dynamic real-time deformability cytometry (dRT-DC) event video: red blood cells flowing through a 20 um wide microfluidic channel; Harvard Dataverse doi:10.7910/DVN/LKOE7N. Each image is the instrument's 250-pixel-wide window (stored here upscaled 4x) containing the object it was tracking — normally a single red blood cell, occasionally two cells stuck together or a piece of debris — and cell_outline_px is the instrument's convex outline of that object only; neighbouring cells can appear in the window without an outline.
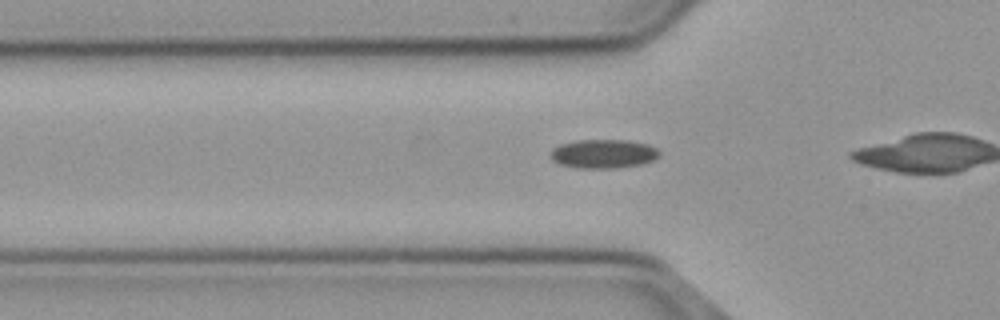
{"species": "common noctule bat (a hibernating species)", "species_latin": "Nyctalus noctula", "temperature_condition": "cold", "stored_images_in_passage": 35, "camera_frame_rate_fps": 3000, "um_per_image_px": 0.085, "animal": {"sex": "male", "body_mass_g": 23.1, "forearm_length_mm": 52.7}, "frame": {"image": 1, "passage_image": 10, "time_ms": 3.0, "image_size_px": [1000, 320], "cell_outline_px": [[660, 156], [652, 160], [640, 164], [616, 168], [576, 168], [560, 164], [552, 160], [548, 156], [548, 152], [552, 148], [560, 144], [576, 140], [628, 140], [648, 144], [656, 148], [660, 152]], "centroid_in_image_um": [51.24, 13.07], "position_along_channel_um": 74.6, "area_um2": 18.55}}
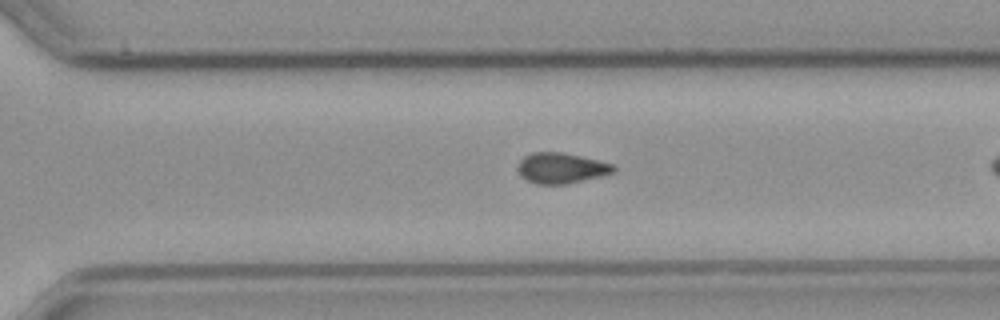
{"frame": {"image": 2, "passage_image": 30, "time_ms": 9.667, "image_size_px": [1000, 320], "cell_outline_px": [[616, 172], [568, 184], [536, 184], [520, 176], [520, 160], [524, 156], [532, 152], [560, 152], [580, 156], [612, 164], [616, 168]], "centroid_in_image_um": [47.72, 14.29], "position_along_channel_um": 322.9, "area_um2": 16.82}}
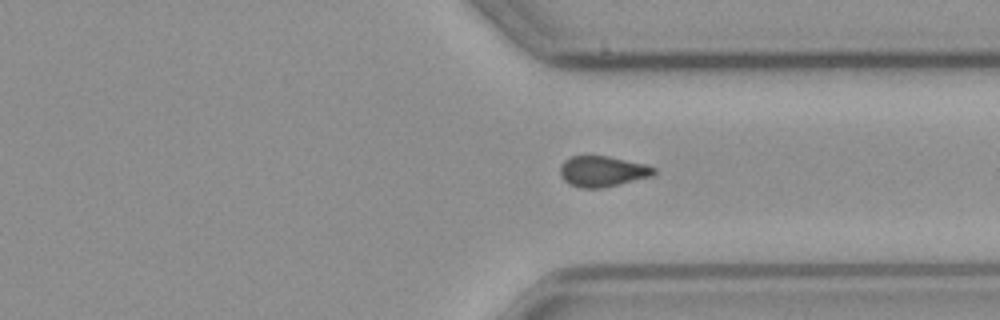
{"frame": {"image": 3, "passage_image": 33, "time_ms": 10.667, "image_size_px": [1000, 320], "cell_outline_px": [[656, 172], [652, 176], [604, 188], [580, 188], [568, 184], [560, 176], [560, 164], [564, 160], [572, 156], [608, 156], [644, 164], [656, 168]], "centroid_in_image_um": [51.18, 14.57], "position_along_channel_um": 360.2, "area_um2": 16.88}}